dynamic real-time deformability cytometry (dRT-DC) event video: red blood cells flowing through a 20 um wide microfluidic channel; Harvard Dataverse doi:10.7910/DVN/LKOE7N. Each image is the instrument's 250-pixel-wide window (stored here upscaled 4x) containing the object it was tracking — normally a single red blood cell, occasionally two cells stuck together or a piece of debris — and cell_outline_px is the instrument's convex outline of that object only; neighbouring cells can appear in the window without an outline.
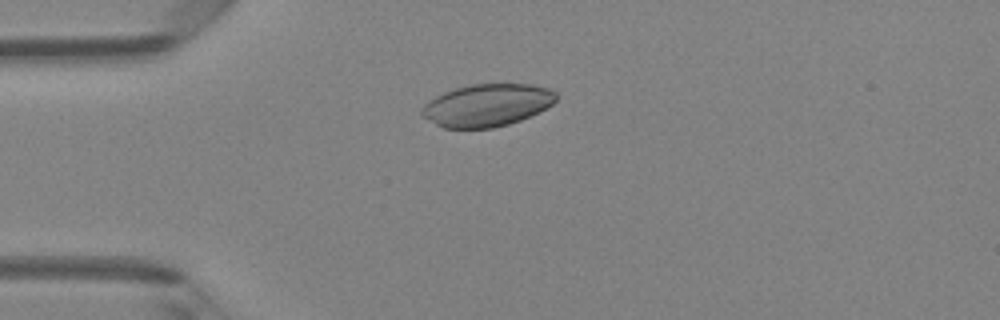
{"species": "Egyptian fruit bat (a non-hibernating species)", "species_latin": "Rousettus aegyptiacus", "temperature_condition": "room temperature", "stored_images_in_passage": 5, "camera_frame_rate_fps": 3000, "um_per_image_px": 0.085, "animal": {"sex": "female"}, "frame": {"image": 1, "passage_image": 4, "time_ms": 1.0, "image_size_px": [1000, 320], "cell_outline_px": [[556, 100], [552, 104], [520, 120], [508, 124], [492, 128], [444, 128], [420, 116], [420, 112], [424, 104], [436, 96], [444, 92], [456, 88], [472, 84], [528, 84], [548, 88], [556, 92]], "centroid_in_image_um": [41.35, 8.94], "position_along_channel_um": 43.6, "area_um2": 32.95}}